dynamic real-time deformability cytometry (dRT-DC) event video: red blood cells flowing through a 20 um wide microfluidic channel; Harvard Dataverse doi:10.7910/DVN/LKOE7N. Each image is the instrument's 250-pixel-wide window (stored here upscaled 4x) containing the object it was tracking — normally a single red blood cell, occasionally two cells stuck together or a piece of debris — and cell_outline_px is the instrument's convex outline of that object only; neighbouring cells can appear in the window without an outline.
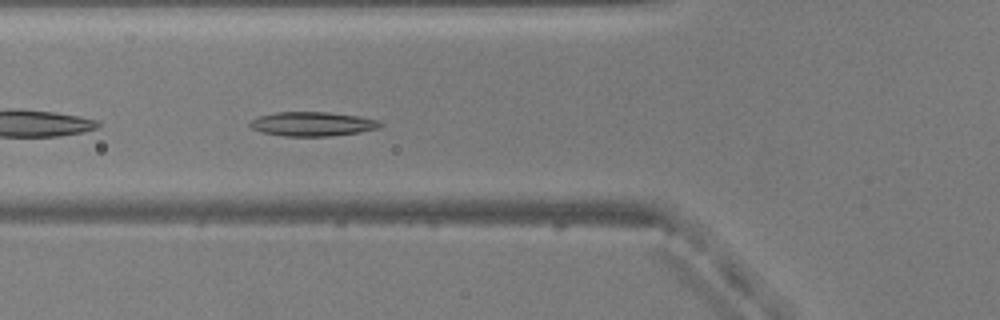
{"species": "common noctule bat (a hibernating species)", "species_latin": "Nyctalus noctula", "temperature_condition": "warm", "stored_images_in_passage": 28, "camera_frame_rate_fps": 3000, "um_per_image_px": 0.085, "animal": {"sex": "male", "body_mass_g": 20.5, "forearm_length_mm": 52.5}, "frame": {"image": 1, "passage_image": 4, "time_ms": 1.0, "image_size_px": [1000, 320], "cell_outline_px": [[384, 124], [380, 128], [360, 132], [328, 136], [284, 136], [264, 132], [252, 128], [248, 124], [252, 120], [260, 116], [276, 112], [328, 112], [360, 116], [380, 120]], "centroid_in_image_um": [26.63, 10.53], "position_along_channel_um": 99.2, "area_um2": 18.38}}
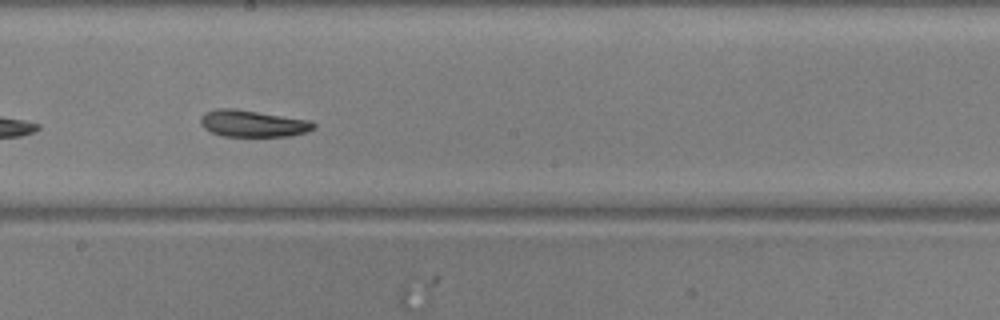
{"frame": {"image": 2, "passage_image": 14, "time_ms": 4.333, "image_size_px": [1000, 320], "cell_outline_px": [[316, 128], [308, 132], [292, 136], [224, 136], [212, 132], [204, 128], [200, 124], [200, 116], [204, 112], [216, 108], [236, 108], [312, 120], [316, 124]], "centroid_in_image_um": [21.52, 10.49], "position_along_channel_um": 226.7, "area_um2": 18.03}}
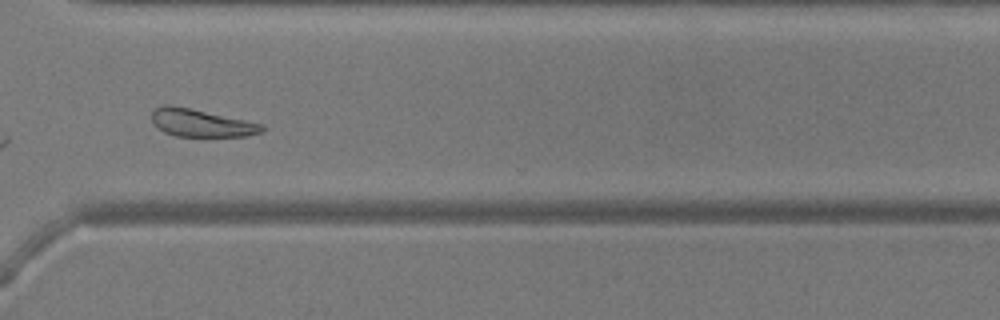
{"frame": {"image": 3, "passage_image": 24, "time_ms": 7.667, "image_size_px": [1000, 320], "cell_outline_px": [[264, 128], [260, 132], [248, 136], [176, 136], [164, 132], [156, 128], [152, 124], [152, 112], [156, 108], [164, 104], [172, 104], [264, 124]], "centroid_in_image_um": [17.05, 10.44], "position_along_channel_um": 353.5, "area_um2": 17.8}, "authors_computed_cell_mechanics": {"area_um2": 17.5712, "velocity_mm_per_s": 3.8137, "shape_relaxation_time_tau1_ms": 5.2624, "shape_relaxation_time_tau2_ms": null, "deformation_change_tau1": 0.1166, "deformation_change_tau2": null}}